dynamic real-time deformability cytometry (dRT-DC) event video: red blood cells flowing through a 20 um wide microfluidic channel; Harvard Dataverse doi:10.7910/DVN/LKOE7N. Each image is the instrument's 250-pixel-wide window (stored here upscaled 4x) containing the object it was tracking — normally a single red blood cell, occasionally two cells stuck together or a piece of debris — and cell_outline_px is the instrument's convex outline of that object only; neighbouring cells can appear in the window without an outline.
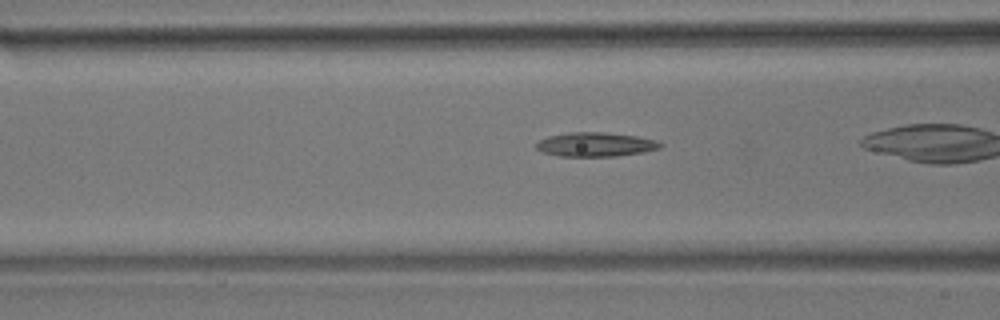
{"species": "common noctule bat (a hibernating species)", "species_latin": "Nyctalus noctula", "temperature_condition": "room temperature", "stored_images_in_passage": 3, "camera_frame_rate_fps": 3000, "um_per_image_px": 0.085, "animal": {"sex": "male", "body_mass_g": 17.9}, "frame": {"image": 1, "passage_image": 3, "time_ms": 0.667, "image_size_px": [1000, 320], "cell_outline_px": [[664, 144], [660, 148], [644, 152], [616, 156], [560, 156], [540, 152], [536, 148], [536, 144], [540, 140], [548, 136], [568, 132], [604, 132], [636, 136], [656, 140]], "centroid_in_image_um": [50.62, 12.28], "position_along_channel_um": 116.0, "area_um2": 17.51}}